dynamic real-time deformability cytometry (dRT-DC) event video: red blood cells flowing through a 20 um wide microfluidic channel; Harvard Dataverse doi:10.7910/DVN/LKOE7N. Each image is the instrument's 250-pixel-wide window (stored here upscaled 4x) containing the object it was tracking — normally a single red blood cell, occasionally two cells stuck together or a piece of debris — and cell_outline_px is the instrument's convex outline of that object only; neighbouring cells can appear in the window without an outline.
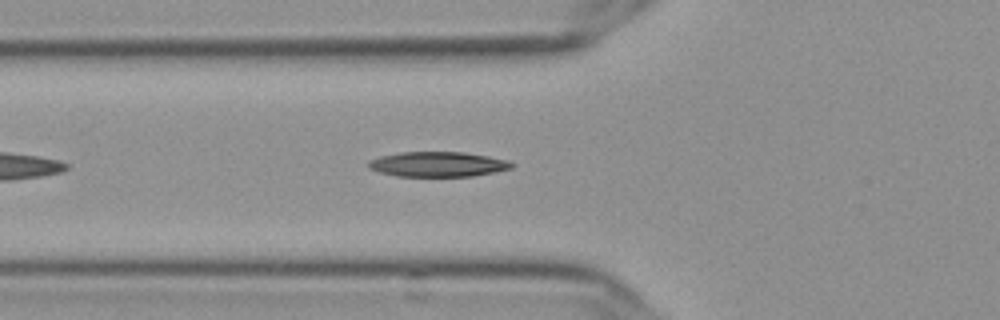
{"species": "Egyptian fruit bat (a non-hibernating species)", "species_latin": "Rousettus aegyptiacus", "temperature_condition": "cold", "stored_images_in_passage": 42, "camera_frame_rate_fps": 3000, "um_per_image_px": 0.085, "frame": {"image": 1, "passage_image": 7, "time_ms": 2.0, "image_size_px": [1000, 320], "cell_outline_px": [[516, 164], [512, 168], [472, 176], [396, 176], [380, 172], [368, 168], [368, 160], [380, 156], [400, 152], [464, 152], [488, 156], [508, 160]], "centroid_in_image_um": [37.21, 13.95], "position_along_channel_um": 88.6, "area_um2": 20.87}}
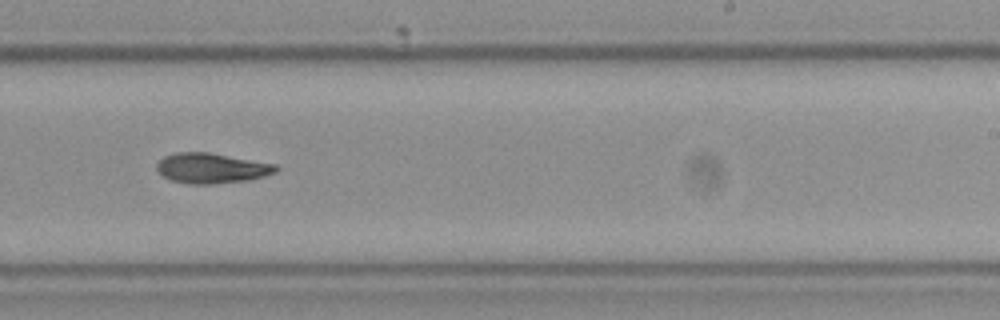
{"frame": {"image": 2, "passage_image": 22, "time_ms": 7.0, "image_size_px": [1000, 320], "cell_outline_px": [[280, 168], [276, 172], [264, 176], [248, 180], [212, 184], [188, 184], [172, 180], [164, 176], [156, 168], [156, 164], [164, 156], [176, 152], [208, 152], [276, 164]], "centroid_in_image_um": [18.0, 14.29], "position_along_channel_um": 271.0, "area_um2": 20.92}}
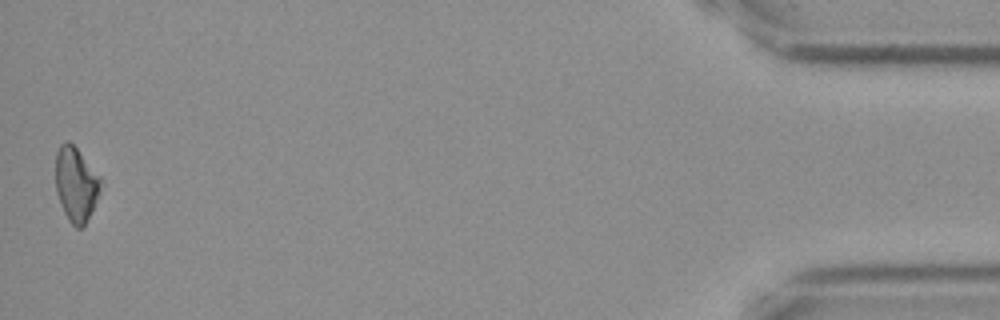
{"frame": {"image": 3, "passage_image": 42, "time_ms": 13.667, "image_size_px": [1000, 320], "cell_outline_px": [[100, 188], [96, 200], [84, 224], [80, 228], [76, 228], [68, 220], [60, 204], [56, 192], [56, 152], [60, 144], [68, 140], [76, 148], [100, 176]], "centroid_in_image_um": [6.42, 15.64], "position_along_channel_um": 428.8, "area_um2": 19.13}, "authors_computed_cell_mechanics": {"area_um2": 20.6635, "velocity_mm_per_s": 3.6364, "shape_relaxation_time_tau1_ms": 4.6642, "shape_relaxation_time_tau2_ms": null, "deformation_change_tau1": 0.1439, "deformation_change_tau2": null}}